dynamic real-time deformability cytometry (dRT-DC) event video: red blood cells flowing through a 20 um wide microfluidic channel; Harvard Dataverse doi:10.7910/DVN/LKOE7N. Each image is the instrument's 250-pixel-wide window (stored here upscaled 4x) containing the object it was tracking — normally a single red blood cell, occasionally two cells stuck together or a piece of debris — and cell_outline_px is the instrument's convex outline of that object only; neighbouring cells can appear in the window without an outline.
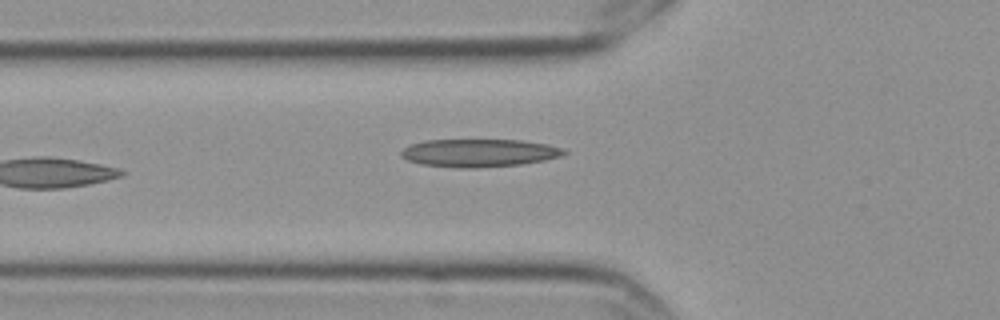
{"species": "Egyptian fruit bat (a non-hibernating species)", "species_latin": "Rousettus aegyptiacus", "temperature_condition": "cold", "stored_images_in_passage": 5, "camera_frame_rate_fps": 3000, "um_per_image_px": 0.085, "frame": {"image": 1, "passage_image": 5, "time_ms": 1.333, "image_size_px": [1000, 320], "cell_outline_px": [[568, 152], [560, 156], [544, 160], [520, 164], [476, 168], [456, 168], [420, 164], [408, 160], [400, 156], [400, 152], [408, 144], [424, 140], [520, 140], [548, 144], [564, 148]], "centroid_in_image_um": [40.69, 12.99], "position_along_channel_um": 85.1, "area_um2": 26.65}}